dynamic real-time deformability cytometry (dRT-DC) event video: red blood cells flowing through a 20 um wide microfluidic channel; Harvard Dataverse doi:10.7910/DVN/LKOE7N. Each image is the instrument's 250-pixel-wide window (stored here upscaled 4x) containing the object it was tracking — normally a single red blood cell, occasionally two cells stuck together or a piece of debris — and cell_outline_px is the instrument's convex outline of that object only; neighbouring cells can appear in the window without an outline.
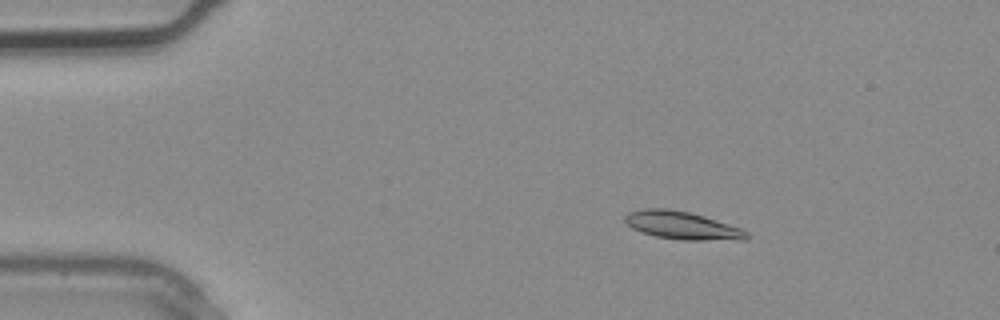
{"species": "common noctule bat (a hibernating species)", "species_latin": "Nyctalus noctula", "temperature_condition": "warm", "stored_images_in_passage": 2, "camera_frame_rate_fps": 3000, "um_per_image_px": 0.085, "animal": {"sex": "male", "body_mass_g": 20.4}, "frame": {"image": 1, "passage_image": 1, "time_ms": 0.0, "image_size_px": [1000, 320], "cell_outline_px": [[748, 240], [680, 240], [656, 236], [640, 232], [632, 228], [624, 220], [624, 216], [628, 212], [644, 208], [668, 208], [688, 212], [704, 216], [740, 228], [748, 232]], "centroid_in_image_um": [57.97, 19.16], "position_along_channel_um": 27.0, "area_um2": 19.83}}